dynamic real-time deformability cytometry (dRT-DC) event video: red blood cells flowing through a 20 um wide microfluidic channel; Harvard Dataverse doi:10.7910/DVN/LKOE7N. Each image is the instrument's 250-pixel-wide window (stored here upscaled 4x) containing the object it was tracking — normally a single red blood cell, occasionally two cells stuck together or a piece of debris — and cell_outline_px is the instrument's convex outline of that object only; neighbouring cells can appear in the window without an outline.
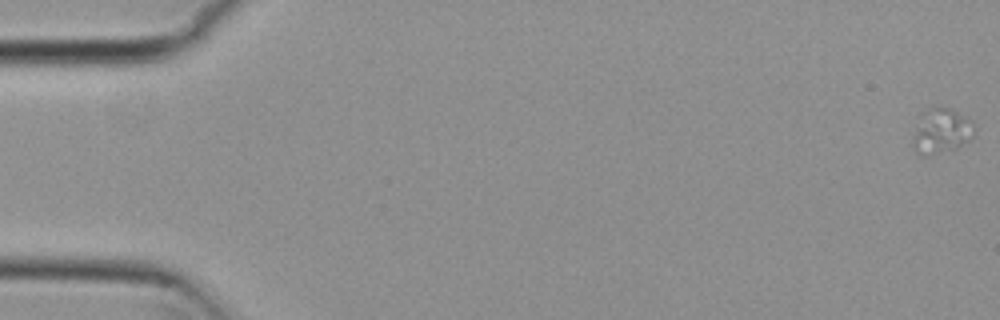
{"species": "common noctule bat (a hibernating species)", "species_latin": "Nyctalus noctula", "temperature_condition": "cold", "stored_images_in_passage": 6, "camera_frame_rate_fps": 3000, "um_per_image_px": 0.085, "animal": {"sex": "female", "body_mass_g": 29.2, "forearm_length_mm": 56.3}, "frame": {"image": 1, "passage_image": 1, "time_ms": 0.0, "image_size_px": [1000, 320], "cell_outline_px": [[972, 140], [956, 148], [924, 156], [916, 152], [912, 144], [912, 140], [916, 132], [932, 108], [948, 108], [972, 120]], "centroid_in_image_um": [80.09, 11.22], "position_along_channel_um": 4.9, "area_um2": 14.91}}